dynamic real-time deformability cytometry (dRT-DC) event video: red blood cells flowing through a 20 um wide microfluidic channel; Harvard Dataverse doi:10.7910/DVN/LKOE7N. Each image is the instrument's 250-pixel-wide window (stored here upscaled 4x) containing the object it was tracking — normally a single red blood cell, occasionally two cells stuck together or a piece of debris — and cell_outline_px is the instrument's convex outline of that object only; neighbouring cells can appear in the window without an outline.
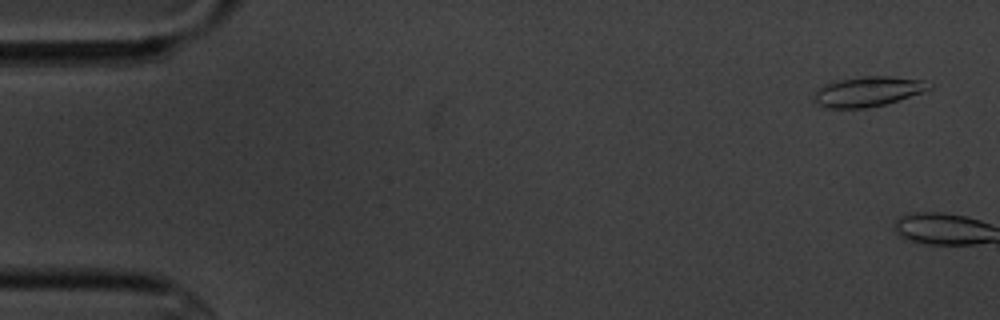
{"species": "common noctule bat (a hibernating species)", "species_latin": "Nyctalus noctula", "temperature_condition": "cold", "stored_images_in_passage": 2, "camera_frame_rate_fps": 3000, "um_per_image_px": 0.085, "animal": {"sex": "male", "body_mass_g": 20.1, "forearm_length_mm": 53.5}, "frame": {"image": 1, "passage_image": 1, "time_ms": 0.0, "image_size_px": [1000, 320], "cell_outline_px": [[932, 88], [884, 104], [868, 108], [828, 108], [812, 100], [812, 96], [816, 88], [832, 80], [860, 76], [892, 76], [924, 80], [932, 84]], "centroid_in_image_um": [73.69, 7.75], "position_along_channel_um": 11.3, "area_um2": 20.29}}